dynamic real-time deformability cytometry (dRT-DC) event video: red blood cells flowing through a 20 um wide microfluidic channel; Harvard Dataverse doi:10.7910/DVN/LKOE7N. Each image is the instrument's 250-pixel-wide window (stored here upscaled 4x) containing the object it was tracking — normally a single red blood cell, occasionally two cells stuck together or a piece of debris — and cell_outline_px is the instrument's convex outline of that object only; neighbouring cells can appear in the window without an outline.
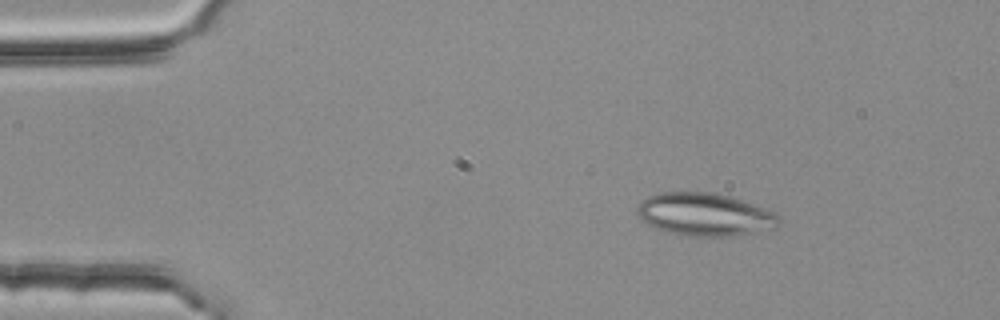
{"species": "common noctule bat (a hibernating species)", "species_latin": "Nyctalus noctula", "temperature_condition": "room temperature", "stored_images_in_passage": 2, "camera_frame_rate_fps": 3000, "um_per_image_px": 0.085, "animal": {"sex": "female", "body_mass_g": 25.1}, "frame": {"image": 1, "passage_image": 1, "time_ms": 0.0, "image_size_px": [1000, 320], "cell_outline_px": [[780, 220], [776, 228], [732, 236], [688, 236], [656, 228], [648, 224], [636, 212], [636, 208], [640, 200], [648, 196], [660, 192], [712, 192], [728, 196], [776, 212], [780, 216]], "centroid_in_image_um": [59.9, 18.22], "position_along_channel_um": 25.1, "area_um2": 35.2}}